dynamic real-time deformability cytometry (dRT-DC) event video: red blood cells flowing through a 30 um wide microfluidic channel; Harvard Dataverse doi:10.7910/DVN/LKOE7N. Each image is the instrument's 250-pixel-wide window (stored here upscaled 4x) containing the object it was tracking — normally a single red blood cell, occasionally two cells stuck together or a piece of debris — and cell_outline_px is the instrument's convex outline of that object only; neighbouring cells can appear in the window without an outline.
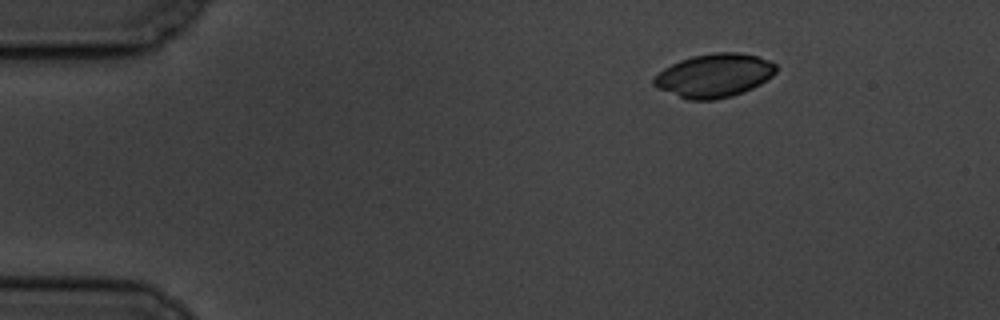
{"species": "common noctule bat (a hibernating species)", "species_latin": "Nyctalus noctula", "temperature_condition": "cold", "stored_images_in_passage": 6, "camera_frame_rate_fps": 3000, "um_per_image_px": 0.085, "animal": {"sex": "male", "body_mass_g": 19.5, "forearm_length_mm": 54.6}, "frame": {"image": 1, "passage_image": 6, "time_ms": 6.333, "image_size_px": [1000, 320], "cell_outline_px": [[776, 72], [772, 76], [760, 84], [744, 92], [732, 96], [716, 100], [688, 100], [656, 88], [652, 84], [652, 80], [664, 68], [680, 60], [692, 56], [712, 52], [740, 52], [772, 60], [776, 64]], "centroid_in_image_um": [60.72, 6.42], "position_along_channel_um": 24.3, "area_um2": 31.27}}